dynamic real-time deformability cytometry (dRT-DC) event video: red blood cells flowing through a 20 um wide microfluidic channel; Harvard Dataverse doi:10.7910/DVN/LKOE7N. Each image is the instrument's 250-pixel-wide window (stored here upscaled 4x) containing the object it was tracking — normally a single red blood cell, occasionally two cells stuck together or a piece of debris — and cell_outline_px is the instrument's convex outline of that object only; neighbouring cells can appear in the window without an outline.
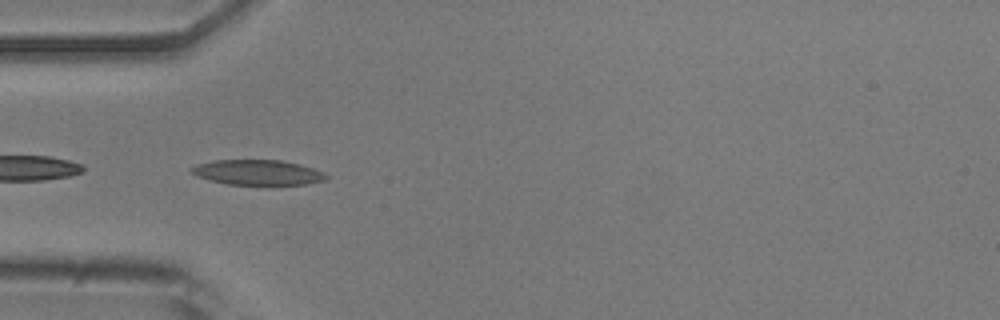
{"species": "common noctule bat (a hibernating species)", "species_latin": "Nyctalus noctula", "temperature_condition": "room temperature", "stored_images_in_passage": 52, "camera_frame_rate_fps": 3000, "um_per_image_px": 0.085, "animal": {"sex": "male", "body_mass_g": 20.5, "forearm_length_mm": 52.5}, "frame": {"image": 1, "passage_image": 16, "time_ms": 5.0, "image_size_px": [1000, 320], "cell_outline_px": [[328, 176], [324, 180], [308, 184], [228, 184], [208, 180], [196, 176], [192, 172], [192, 168], [196, 164], [212, 160], [280, 160], [300, 164], [324, 172]], "centroid_in_image_um": [21.89, 14.65], "position_along_channel_um": 63.1, "area_um2": 19.59}}
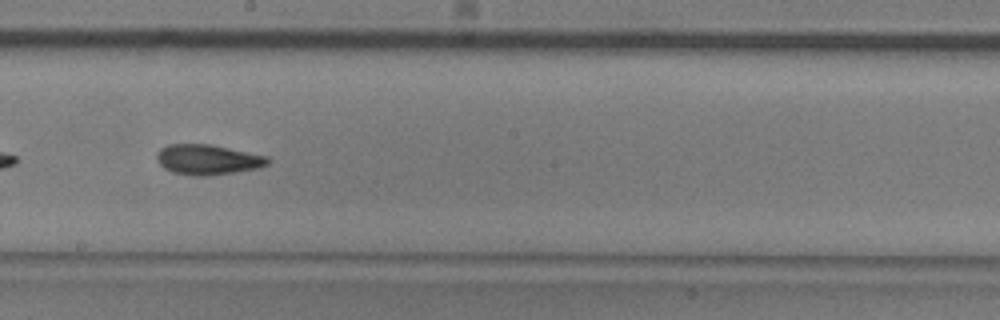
{"frame": {"image": 2, "passage_image": 29, "time_ms": 9.333, "image_size_px": [1000, 320], "cell_outline_px": [[272, 160], [268, 164], [260, 168], [236, 172], [208, 176], [192, 176], [172, 172], [164, 168], [160, 164], [156, 156], [160, 148], [168, 144], [208, 144], [268, 156]], "centroid_in_image_um": [17.68, 13.58], "position_along_channel_um": 230.5, "area_um2": 19.65}}
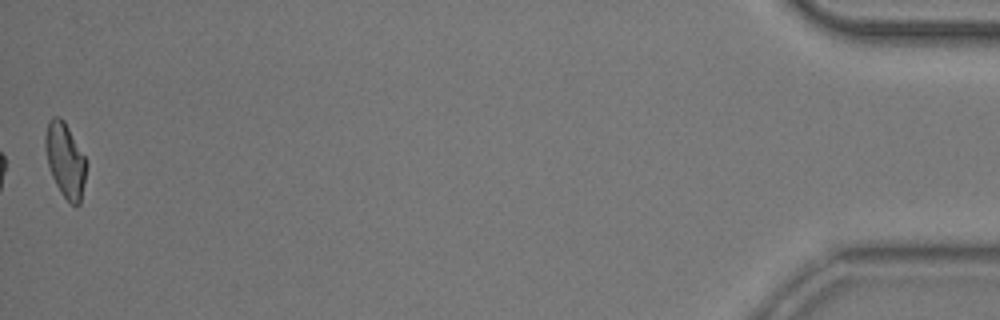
{"frame": {"image": 3, "passage_image": 52, "time_ms": 17.0, "image_size_px": [1000, 320], "cell_outline_px": [[88, 164], [80, 204], [76, 208], [60, 192], [52, 176], [48, 164], [44, 144], [44, 136], [48, 120], [52, 116], [60, 116], [64, 120], [88, 160]], "centroid_in_image_um": [5.56, 13.58], "position_along_channel_um": 429.6, "area_um2": 18.21}, "authors_computed_cell_mechanics": {"area_um2": 18.8428, "velocity_mm_per_s": 3.8673, "shape_relaxation_time_tau1_ms": 4.7268, "shape_relaxation_time_tau2_ms": 2.8358, "deformation_change_tau1": 0.1502, "deformation_change_tau2": 0.1025}}